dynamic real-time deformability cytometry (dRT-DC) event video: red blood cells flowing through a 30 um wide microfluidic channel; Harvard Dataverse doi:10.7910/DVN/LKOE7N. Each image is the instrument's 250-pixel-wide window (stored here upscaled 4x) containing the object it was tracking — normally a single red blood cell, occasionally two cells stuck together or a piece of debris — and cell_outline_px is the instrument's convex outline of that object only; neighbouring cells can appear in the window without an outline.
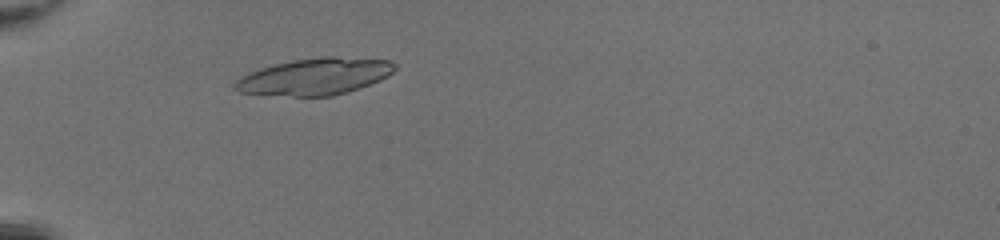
{"species": "common noctule bat (a hibernating species)", "species_latin": "Nyctalus noctula", "temperature_condition": "room temperature", "stored_images_in_passage": 40, "camera_frame_rate_fps": 3000, "um_per_image_px": 0.085, "animal": {"sex": "female", "body_mass_g": 20.0, "forearm_length_mm": 54.0}, "frame": {"image": 1, "passage_image": 8, "time_ms": 2.333, "image_size_px": [1000, 240], "cell_outline_px": [[396, 68], [388, 76], [380, 80], [360, 88], [348, 92], [332, 96], [292, 96], [240, 92], [232, 88], [232, 84], [240, 76], [260, 68], [292, 60], [324, 56], [336, 56], [388, 60], [396, 64]], "centroid_in_image_um": [26.77, 6.5], "position_along_channel_um": 58.2, "area_um2": 34.28}}
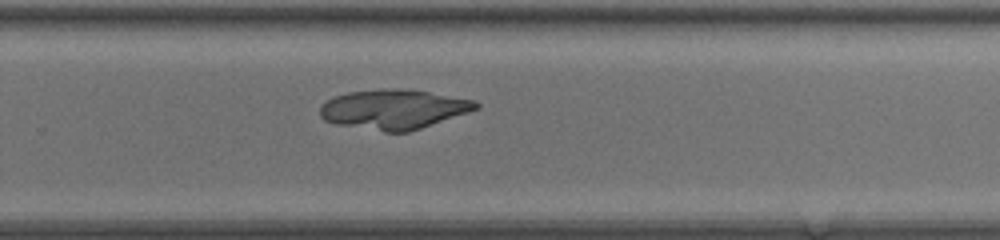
{"frame": {"image": 2, "passage_image": 26, "time_ms": 8.333, "image_size_px": [1000, 240], "cell_outline_px": [[480, 108], [408, 132], [384, 132], [336, 124], [324, 120], [320, 116], [320, 104], [336, 96], [348, 92], [380, 88], [400, 88], [428, 92], [476, 100], [480, 104]], "centroid_in_image_um": [33.45, 9.28], "position_along_channel_um": 296.4, "area_um2": 36.01}}
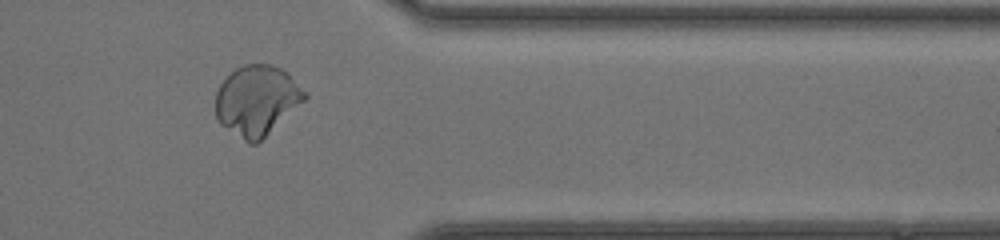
{"frame": {"image": 3, "passage_image": 33, "time_ms": 10.667, "image_size_px": [1000, 240], "cell_outline_px": [[308, 96], [304, 100], [256, 144], [248, 144], [220, 124], [216, 116], [216, 92], [220, 84], [236, 68], [244, 64], [272, 64], [280, 68], [308, 92]], "centroid_in_image_um": [21.81, 8.53], "position_along_channel_um": 389.6, "area_um2": 35.95}}